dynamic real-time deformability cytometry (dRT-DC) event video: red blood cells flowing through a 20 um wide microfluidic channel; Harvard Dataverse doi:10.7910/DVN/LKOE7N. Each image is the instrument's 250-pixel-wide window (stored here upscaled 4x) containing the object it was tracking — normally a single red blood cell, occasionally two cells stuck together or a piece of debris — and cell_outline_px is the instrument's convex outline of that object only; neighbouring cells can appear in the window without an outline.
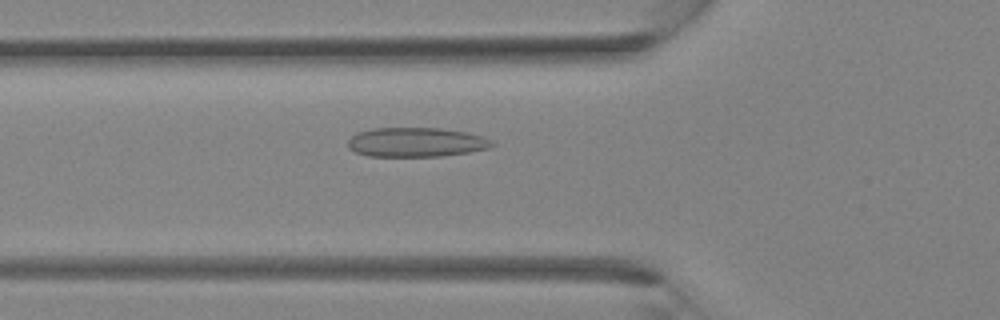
{"species": "Egyptian fruit bat (a non-hibernating species)", "species_latin": "Rousettus aegyptiacus", "temperature_condition": "room temperature", "stored_images_in_passage": 36, "camera_frame_rate_fps": 3000, "um_per_image_px": 0.085, "animal": {"sex": "female"}, "frame": {"image": 1, "passage_image": 13, "time_ms": 4.0, "image_size_px": [1000, 320], "cell_outline_px": [[496, 144], [488, 148], [468, 152], [440, 156], [368, 156], [356, 152], [348, 148], [348, 140], [356, 132], [372, 128], [440, 128], [468, 132], [492, 140]], "centroid_in_image_um": [35.35, 12.08], "position_along_channel_um": 90.4, "area_um2": 24.68}}
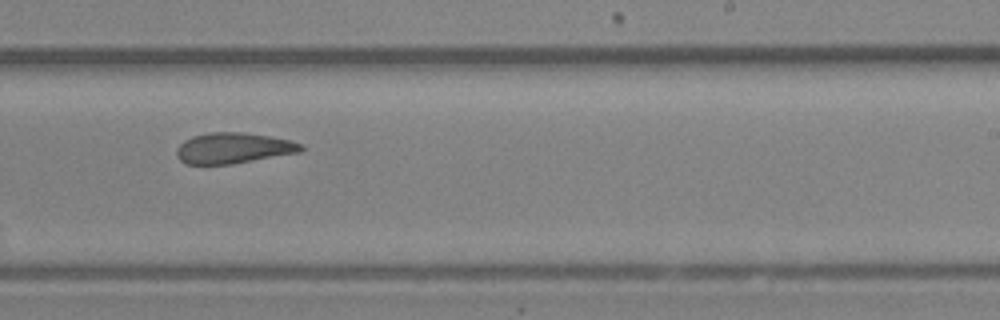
{"frame": {"image": 2, "passage_image": 23, "time_ms": 7.333, "image_size_px": [1000, 320], "cell_outline_px": [[304, 148], [300, 152], [232, 164], [184, 164], [176, 156], [176, 148], [184, 140], [192, 136], [208, 132], [244, 132], [292, 140], [304, 144]], "centroid_in_image_um": [19.83, 12.58], "position_along_channel_um": 269.2, "area_um2": 22.48}}
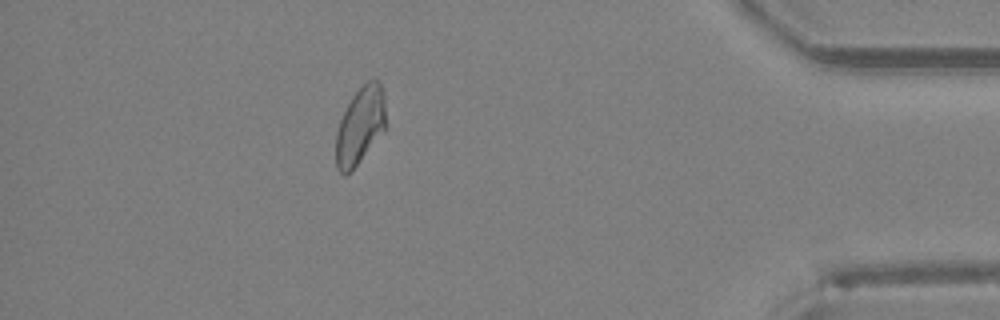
{"frame": {"image": 3, "passage_image": 33, "time_ms": 10.667, "image_size_px": [1000, 320], "cell_outline_px": [[384, 132], [360, 160], [344, 176], [336, 168], [336, 132], [340, 120], [352, 96], [368, 80], [376, 76], [380, 80], [384, 92]], "centroid_in_image_um": [30.62, 10.64], "position_along_channel_um": 404.6, "area_um2": 22.25}}